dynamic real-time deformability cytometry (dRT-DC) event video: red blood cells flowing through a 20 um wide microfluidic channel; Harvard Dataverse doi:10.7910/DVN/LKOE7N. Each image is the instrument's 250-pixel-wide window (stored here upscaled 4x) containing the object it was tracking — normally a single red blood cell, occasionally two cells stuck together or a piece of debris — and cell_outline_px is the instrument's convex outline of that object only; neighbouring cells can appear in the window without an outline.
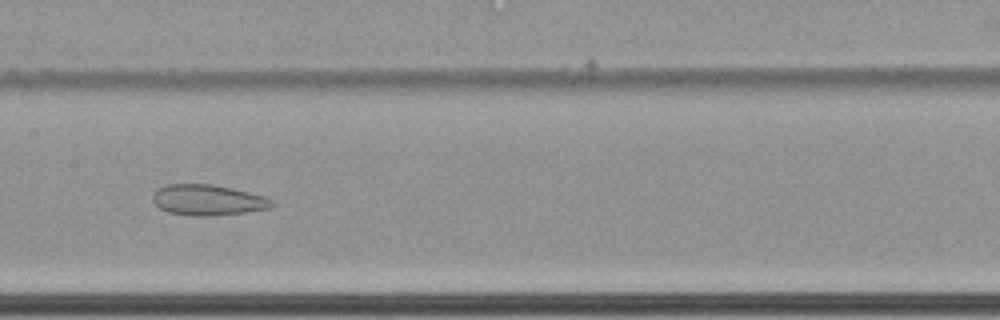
{"species": "common noctule bat (a hibernating species)", "species_latin": "Nyctalus noctula", "temperature_condition": "cold", "stored_images_in_passage": 66, "camera_frame_rate_fps": 3000, "um_per_image_px": 0.085, "animal": {"sex": "female", "body_mass_g": 22.7, "forearm_length_mm": 54.2}, "frame": {"image": 1, "passage_image": 37, "time_ms": 12.0, "image_size_px": [1000, 320], "cell_outline_px": [[276, 204], [272, 208], [244, 212], [212, 216], [192, 216], [168, 212], [160, 208], [152, 200], [152, 196], [156, 188], [164, 184], [212, 184], [232, 188], [264, 196], [272, 200]], "centroid_in_image_um": [17.65, 17.0], "position_along_channel_um": 189.7, "area_um2": 21.5}}
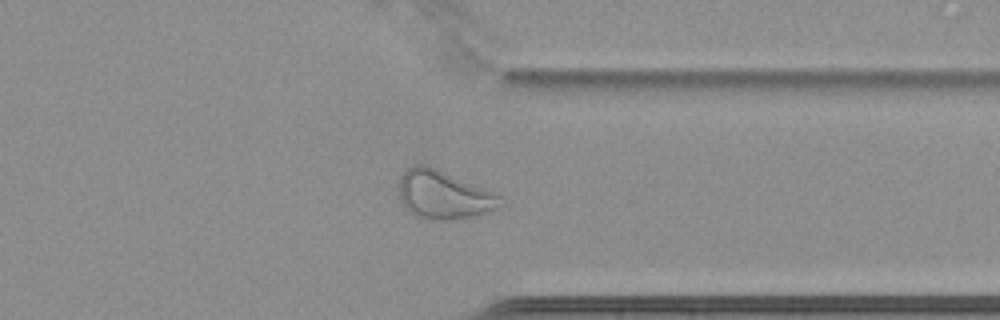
{"frame": {"image": 2, "passage_image": 53, "time_ms": 17.333, "image_size_px": [1000, 320], "cell_outline_px": [[500, 196], [496, 208], [488, 212], [472, 216], [452, 220], [428, 220], [416, 216], [404, 208], [400, 200], [400, 176], [412, 164], [424, 164], [436, 168], [496, 192]], "centroid_in_image_um": [37.66, 16.55], "position_along_channel_um": 373.7, "area_um2": 28.55}}
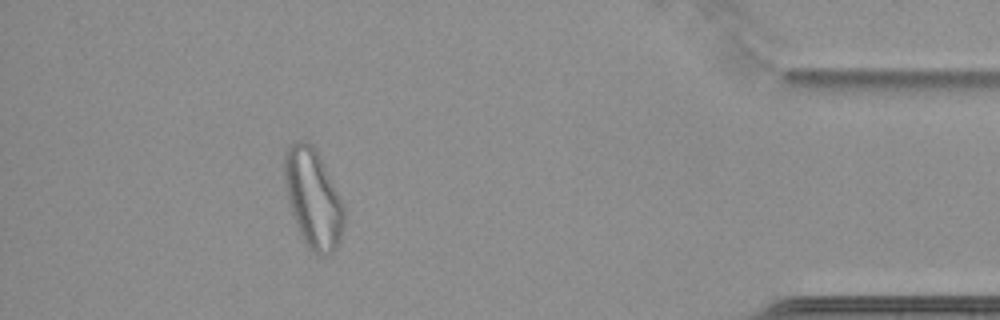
{"frame": {"image": 3, "passage_image": 60, "time_ms": 19.667, "image_size_px": [1000, 320], "cell_outline_px": [[344, 224], [336, 248], [328, 256], [316, 256], [308, 252], [292, 216], [288, 200], [284, 180], [284, 152], [288, 144], [296, 140], [304, 140], [312, 144], [316, 148], [344, 204]], "centroid_in_image_um": [26.59, 16.88], "position_along_channel_um": 408.6, "area_um2": 35.03}}